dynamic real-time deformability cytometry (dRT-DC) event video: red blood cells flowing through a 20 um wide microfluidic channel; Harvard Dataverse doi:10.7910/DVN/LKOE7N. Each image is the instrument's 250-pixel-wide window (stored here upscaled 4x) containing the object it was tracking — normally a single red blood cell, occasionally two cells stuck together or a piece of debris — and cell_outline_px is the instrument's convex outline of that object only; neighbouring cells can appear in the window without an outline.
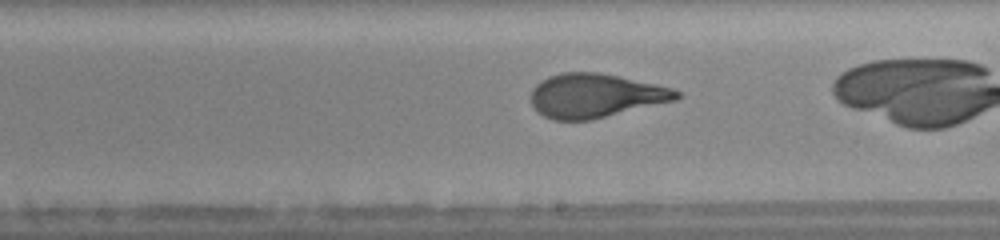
{"species": "human", "species_latin": "Homo sapiens", "temperature_condition": "warm", "stored_images_in_passage": 23, "camera_frame_rate_fps": 3000, "um_per_image_px": 0.085, "donor": {"sex": "female"}, "frame": {"image": 1, "passage_image": 14, "time_ms": 4.333, "image_size_px": [1000, 240], "cell_outline_px": [[680, 96], [676, 100], [588, 120], [552, 120], [536, 112], [532, 104], [532, 88], [536, 84], [548, 76], [564, 72], [600, 72], [620, 76], [656, 84], [672, 88], [680, 92]], "centroid_in_image_um": [50.58, 8.12], "position_along_channel_um": 238.4, "area_um2": 37.17}}